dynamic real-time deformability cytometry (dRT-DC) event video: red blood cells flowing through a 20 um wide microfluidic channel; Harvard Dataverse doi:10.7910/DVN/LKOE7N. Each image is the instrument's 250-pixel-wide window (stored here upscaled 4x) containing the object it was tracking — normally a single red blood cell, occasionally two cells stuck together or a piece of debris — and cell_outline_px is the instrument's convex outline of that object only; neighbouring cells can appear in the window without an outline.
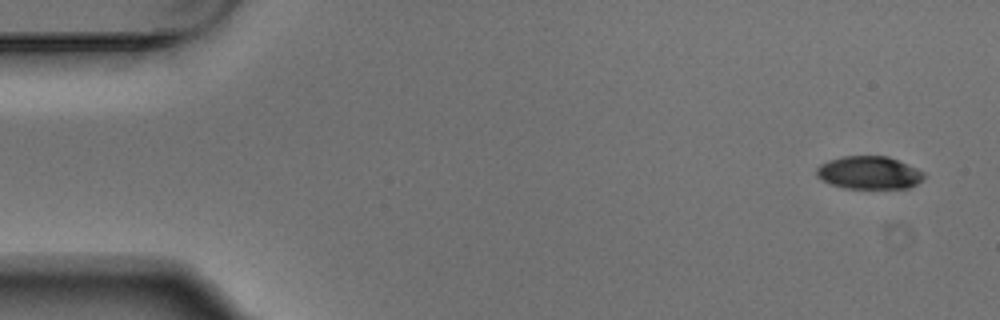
{"species": "Egyptian fruit bat (a non-hibernating species)", "species_latin": "Rousettus aegyptiacus", "temperature_condition": "warm", "stored_images_in_passage": 5, "camera_frame_rate_fps": 3000, "um_per_image_px": 0.085, "animal": {"sex": "male"}, "frame": {"image": 1, "passage_image": 1, "time_ms": 0.0, "image_size_px": [1000, 320], "cell_outline_px": [[924, 176], [916, 184], [908, 188], [844, 188], [832, 184], [816, 176], [816, 168], [820, 164], [828, 160], [844, 156], [888, 156], [916, 168], [924, 172]], "centroid_in_image_um": [73.85, 14.67], "position_along_channel_um": 11.2, "area_um2": 20.4}}
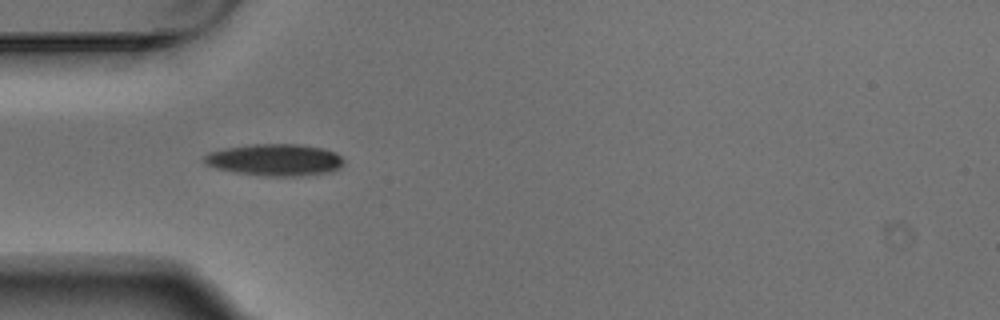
{"frame": {"image": 2, "passage_image": 4, "time_ms": 1.0, "image_size_px": [1000, 320], "cell_outline_px": [[344, 164], [340, 168], [332, 172], [300, 176], [264, 176], [232, 172], [216, 168], [204, 164], [204, 156], [212, 152], [224, 148], [252, 144], [296, 144], [320, 148], [332, 152], [340, 156], [344, 160]], "centroid_in_image_um": [23.36, 13.6], "position_along_channel_um": 61.6, "area_um2": 25.89}}
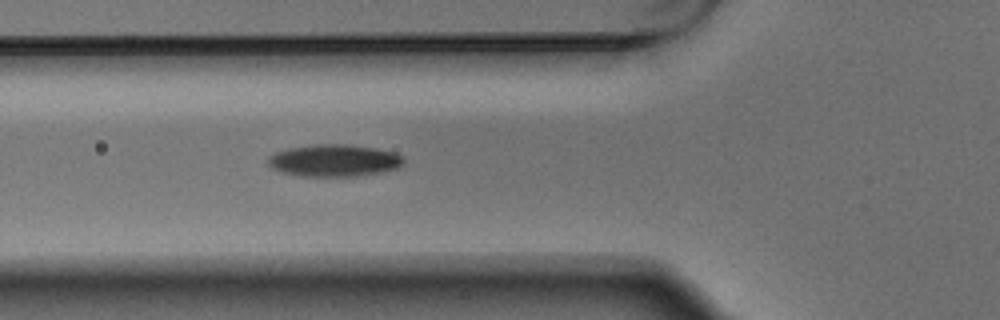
{"frame": {"image": 3, "passage_image": 5, "time_ms": 1.333, "image_size_px": [1000, 320], "cell_outline_px": [[404, 164], [400, 168], [380, 172], [356, 176], [300, 176], [280, 172], [272, 168], [268, 164], [268, 156], [276, 152], [288, 148], [312, 144], [348, 144], [376, 148], [396, 152], [404, 156]], "centroid_in_image_um": [28.43, 13.63], "position_along_channel_um": 97.4, "area_um2": 25.72}}